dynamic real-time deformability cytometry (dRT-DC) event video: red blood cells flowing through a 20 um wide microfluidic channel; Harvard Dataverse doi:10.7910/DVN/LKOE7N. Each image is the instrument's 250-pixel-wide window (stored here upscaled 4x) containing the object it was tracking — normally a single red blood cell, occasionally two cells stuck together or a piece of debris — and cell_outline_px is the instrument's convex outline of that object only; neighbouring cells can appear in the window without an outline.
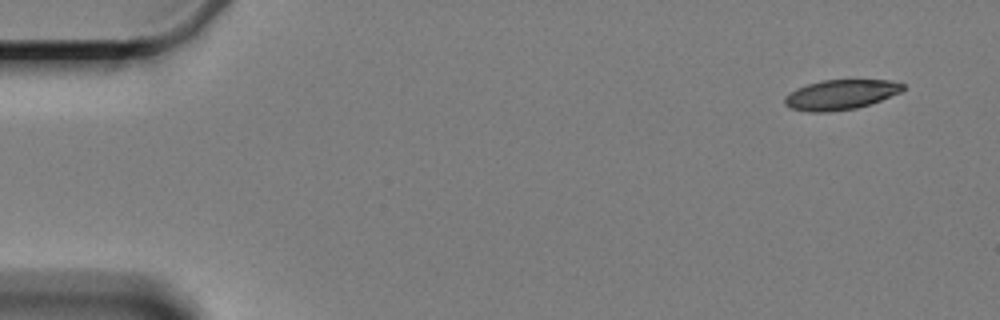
{"species": "Egyptian fruit bat (a non-hibernating species)", "species_latin": "Rousettus aegyptiacus", "temperature_condition": "cold", "stored_images_in_passage": 11, "camera_frame_rate_fps": 3000, "um_per_image_px": 0.085, "animal": {"sex": "female"}, "frame": {"image": 1, "passage_image": 1, "time_ms": 0.0, "image_size_px": [1000, 320], "cell_outline_px": [[904, 88], [900, 92], [880, 100], [856, 108], [828, 112], [808, 112], [792, 108], [784, 104], [784, 96], [788, 92], [796, 88], [808, 84], [824, 80], [888, 80], [904, 84]], "centroid_in_image_um": [71.4, 8.04], "position_along_channel_um": 13.6, "area_um2": 20.46}}
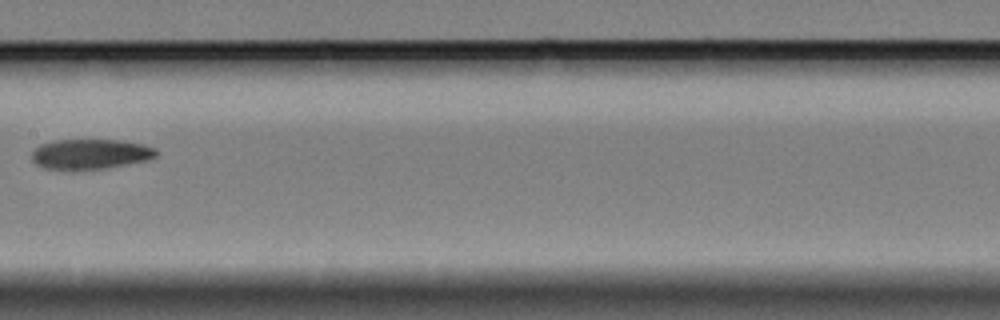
{"frame": {"image": 2, "passage_image": 7, "time_ms": 9.0, "image_size_px": [1000, 320], "cell_outline_px": [[156, 156], [148, 160], [104, 168], [72, 172], [44, 168], [36, 164], [32, 160], [32, 152], [40, 144], [56, 140], [120, 140], [144, 144], [156, 148]], "centroid_in_image_um": [7.64, 13.12], "position_along_channel_um": 199.8, "area_um2": 22.25}}
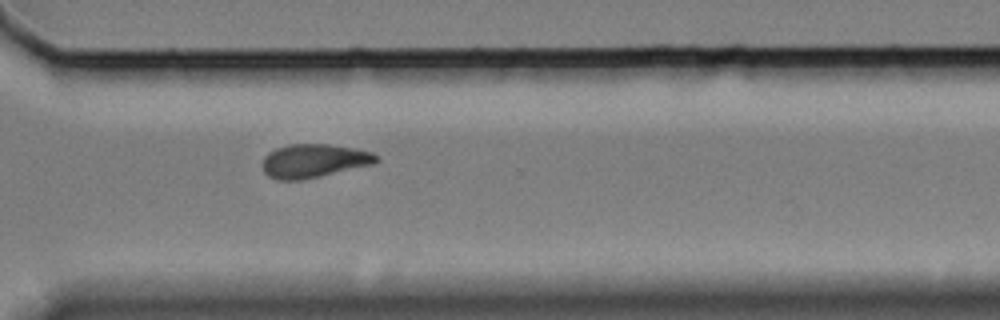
{"frame": {"image": 3, "passage_image": 11, "time_ms": 13.333, "image_size_px": [1000, 320], "cell_outline_px": [[380, 160], [372, 164], [320, 176], [300, 180], [276, 180], [268, 176], [264, 172], [260, 164], [264, 156], [268, 152], [276, 148], [288, 144], [328, 144], [352, 148], [372, 152]], "centroid_in_image_um": [26.6, 13.67], "position_along_channel_um": 344.0, "area_um2": 22.31}}